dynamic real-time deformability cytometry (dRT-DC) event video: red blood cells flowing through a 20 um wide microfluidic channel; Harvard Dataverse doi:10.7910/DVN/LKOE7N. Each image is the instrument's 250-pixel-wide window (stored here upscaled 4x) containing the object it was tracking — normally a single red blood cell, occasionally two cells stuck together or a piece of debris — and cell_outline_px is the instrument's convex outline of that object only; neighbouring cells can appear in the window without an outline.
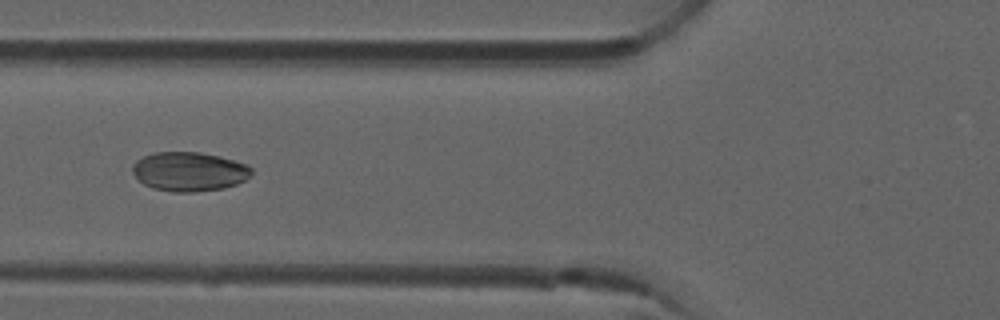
{"species": "common noctule bat (a hibernating species)", "species_latin": "Nyctalus noctula", "temperature_condition": "room temperature", "stored_images_in_passage": 9, "camera_frame_rate_fps": 3000, "um_per_image_px": 0.085, "animal": {"sex": "male", "forearm_length_mm": 52.5}, "frame": {"image": 1, "passage_image": 6, "time_ms": 1.667, "image_size_px": [1000, 320], "cell_outline_px": [[252, 176], [236, 184], [224, 188], [196, 192], [172, 192], [152, 188], [136, 180], [132, 172], [132, 164], [136, 160], [152, 152], [200, 152], [220, 156], [248, 164], [252, 168]], "centroid_in_image_um": [16.07, 14.58], "position_along_channel_um": 109.7, "area_um2": 27.63}}
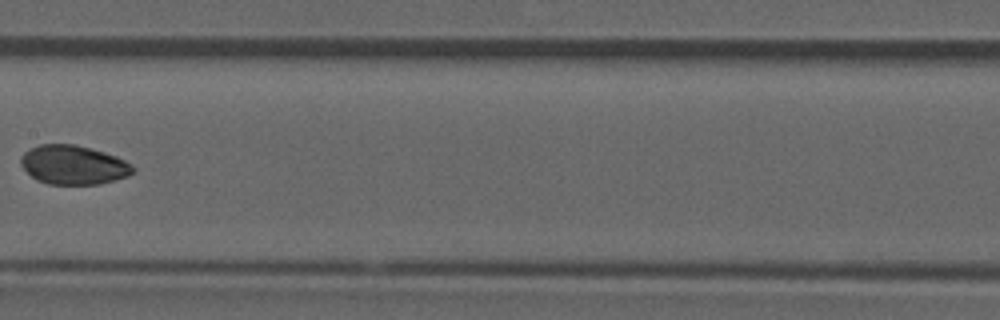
{"frame": {"image": 2, "passage_image": 8, "time_ms": 2.333, "image_size_px": [1000, 320], "cell_outline_px": [[136, 172], [128, 176], [116, 180], [100, 184], [48, 184], [36, 180], [20, 164], [20, 156], [24, 152], [40, 144], [72, 144], [104, 152], [116, 156], [132, 164], [136, 168]], "centroid_in_image_um": [6.27, 14.03], "position_along_channel_um": 201.1, "area_um2": 25.61}}
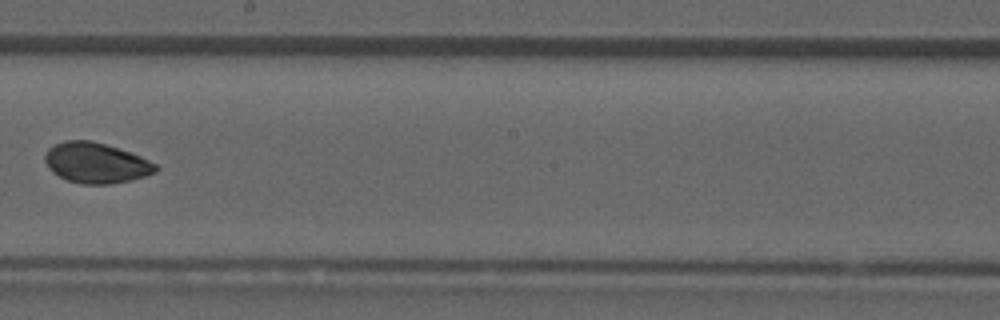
{"frame": {"image": 3, "passage_image": 9, "time_ms": 2.667, "image_size_px": [1000, 320], "cell_outline_px": [[160, 168], [156, 172], [132, 180], [108, 184], [80, 184], [68, 180], [52, 172], [48, 168], [44, 160], [44, 156], [48, 148], [64, 140], [88, 140], [104, 144], [140, 156], [156, 164]], "centroid_in_image_um": [8.14, 13.85], "position_along_channel_um": 240.1, "area_um2": 25.95}}